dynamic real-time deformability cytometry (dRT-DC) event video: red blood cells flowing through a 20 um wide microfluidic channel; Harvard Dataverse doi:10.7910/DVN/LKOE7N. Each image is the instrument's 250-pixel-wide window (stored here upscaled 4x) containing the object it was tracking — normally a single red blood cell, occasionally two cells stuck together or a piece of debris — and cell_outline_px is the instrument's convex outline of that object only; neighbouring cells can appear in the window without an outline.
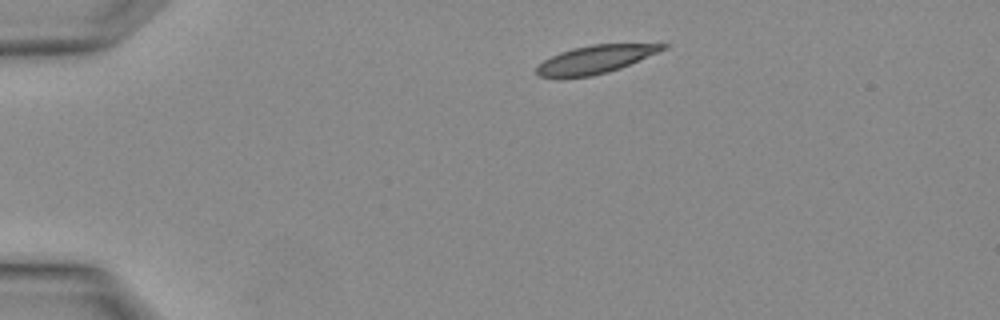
{"species": "Egyptian fruit bat (a non-hibernating species)", "species_latin": "Rousettus aegyptiacus", "temperature_condition": "warm", "stored_images_in_passage": 2, "camera_frame_rate_fps": 3000, "um_per_image_px": 0.085, "animal": {"sex": "female"}, "frame": {"image": 1, "passage_image": 1, "time_ms": 0.0, "image_size_px": [1000, 320], "cell_outline_px": [[668, 48], [620, 68], [608, 72], [592, 76], [540, 76], [536, 72], [536, 68], [544, 60], [560, 52], [572, 48], [592, 44], [668, 44]], "centroid_in_image_um": [50.64, 5.03], "position_along_channel_um": 34.4, "area_um2": 20.11}}
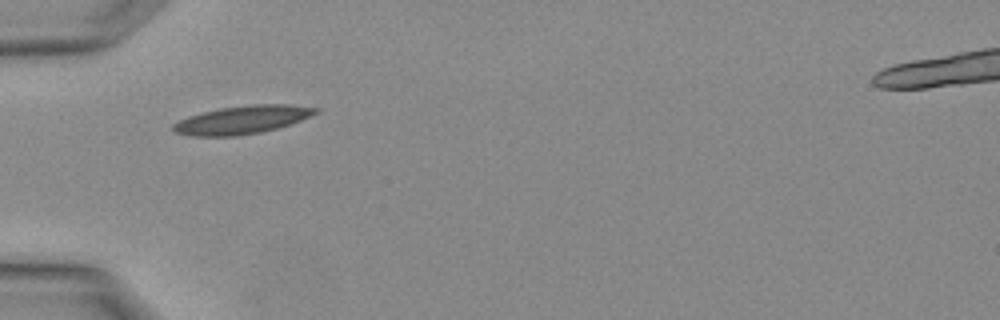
{"frame": {"image": 2, "passage_image": 2, "time_ms": 0.333, "image_size_px": [1000, 320], "cell_outline_px": [[320, 112], [280, 128], [240, 136], [192, 136], [176, 132], [172, 128], [172, 124], [188, 116], [220, 108], [252, 104], [288, 104], [320, 108]], "centroid_in_image_um": [20.63, 10.18], "position_along_channel_um": 64.4, "area_um2": 23.41}}